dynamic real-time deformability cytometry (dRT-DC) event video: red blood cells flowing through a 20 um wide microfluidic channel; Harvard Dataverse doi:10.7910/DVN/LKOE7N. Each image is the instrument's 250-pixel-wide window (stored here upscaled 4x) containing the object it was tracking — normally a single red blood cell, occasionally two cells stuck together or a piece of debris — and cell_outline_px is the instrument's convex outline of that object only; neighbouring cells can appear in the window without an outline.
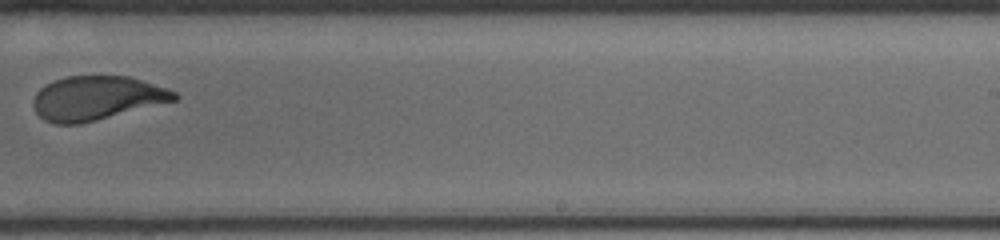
{"species": "human", "species_latin": "Homo sapiens", "temperature_condition": "cold", "stored_images_in_passage": 24, "camera_frame_rate_fps": 3000, "um_per_image_px": 0.085, "donor": {"sex": "male"}, "frame": {"image": 1, "passage_image": 21, "time_ms": 9.333, "image_size_px": [1000, 240], "cell_outline_px": [[180, 96], [176, 100], [80, 124], [56, 124], [44, 120], [36, 112], [32, 104], [32, 100], [36, 92], [40, 88], [64, 76], [128, 76], [168, 88], [176, 92]], "centroid_in_image_um": [8.2, 8.34], "position_along_channel_um": 280.8, "area_um2": 36.07}}